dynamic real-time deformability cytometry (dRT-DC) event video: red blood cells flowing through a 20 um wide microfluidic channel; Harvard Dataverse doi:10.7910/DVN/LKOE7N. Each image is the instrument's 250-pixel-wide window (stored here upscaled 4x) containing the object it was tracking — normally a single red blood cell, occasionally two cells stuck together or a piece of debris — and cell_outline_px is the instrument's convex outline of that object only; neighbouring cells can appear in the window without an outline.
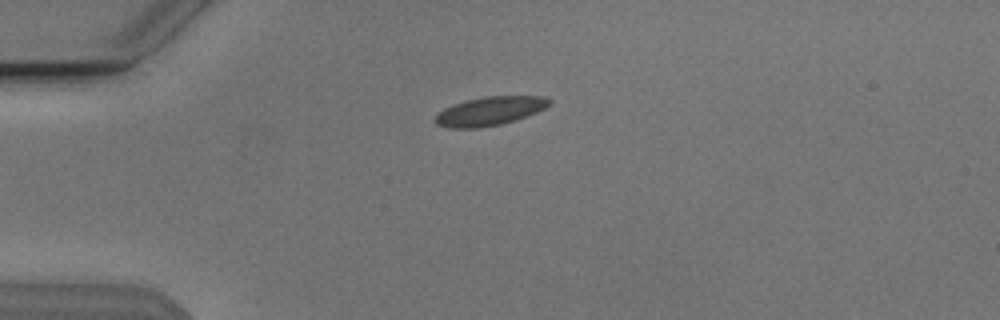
{"species": "Egyptian fruit bat (a non-hibernating species)", "species_latin": "Rousettus aegyptiacus", "temperature_condition": "cold", "stored_images_in_passage": 35, "camera_frame_rate_fps": 3000, "um_per_image_px": 0.085, "animal": {"sex": "male"}, "frame": {"image": 1, "passage_image": 1, "time_ms": 0.0, "image_size_px": [1000, 320], "cell_outline_px": [[552, 100], [544, 108], [536, 112], [516, 120], [500, 124], [476, 128], [448, 128], [436, 124], [432, 120], [444, 108], [452, 104], [464, 100], [484, 96], [544, 96]], "centroid_in_image_um": [41.58, 9.44], "position_along_channel_um": 43.4, "area_um2": 19.13}}
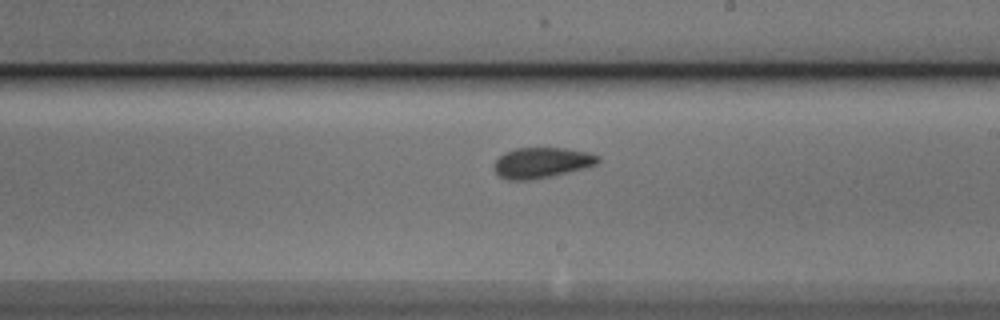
{"frame": {"image": 2, "passage_image": 19, "time_ms": 6.0, "image_size_px": [1000, 320], "cell_outline_px": [[600, 160], [596, 164], [584, 168], [552, 176], [532, 180], [508, 180], [500, 176], [496, 172], [496, 160], [504, 152], [516, 148], [564, 148], [588, 152], [600, 156]], "centroid_in_image_um": [46.07, 13.83], "position_along_channel_um": 242.9, "area_um2": 18.38}}
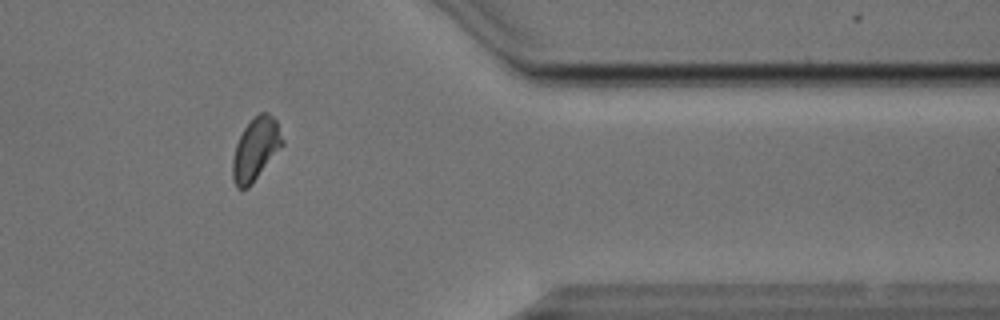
{"frame": {"image": 3, "passage_image": 32, "time_ms": 10.333, "image_size_px": [1000, 320], "cell_outline_px": [[284, 144], [252, 184], [248, 188], [236, 188], [232, 180], [232, 160], [236, 144], [244, 128], [260, 112], [268, 112], [276, 120], [284, 140]], "centroid_in_image_um": [21.73, 12.7], "position_along_channel_um": 389.7, "area_um2": 18.09}, "authors_computed_cell_mechanics": {"area_um2": 18.2648, "velocity_mm_per_s": 3.7843, "shape_relaxation_time_tau1_ms": 4.2862, "shape_relaxation_time_tau2_ms": 1.7842, "deformation_change_tau1": 0.1064, "deformation_change_tau2": 0.0778}}